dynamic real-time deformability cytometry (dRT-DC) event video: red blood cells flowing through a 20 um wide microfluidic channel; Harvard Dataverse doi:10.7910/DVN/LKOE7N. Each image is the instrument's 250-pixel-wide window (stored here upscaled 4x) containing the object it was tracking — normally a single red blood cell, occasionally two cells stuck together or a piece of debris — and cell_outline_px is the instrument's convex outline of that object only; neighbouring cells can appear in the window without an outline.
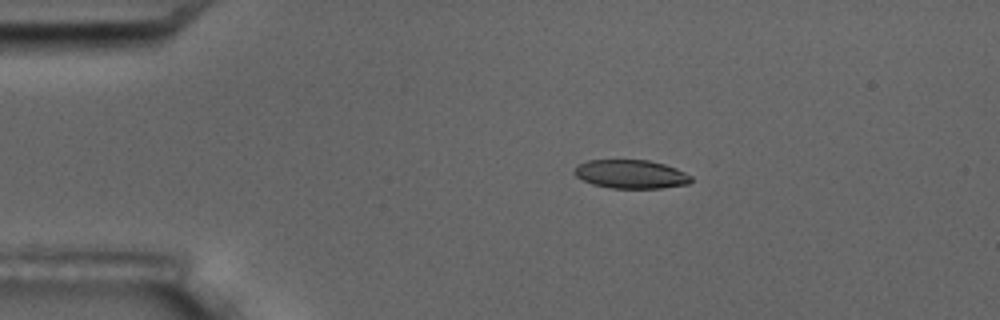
{"species": "common noctule bat (a hibernating species)", "species_latin": "Nyctalus noctula", "temperature_condition": "room temperature", "stored_images_in_passage": 4, "camera_frame_rate_fps": 3000, "um_per_image_px": 0.085, "animal": {"sex": "male", "body_mass_g": 17.5, "forearm_length_mm": 52.3}, "frame": {"image": 1, "passage_image": 3, "time_ms": 2.667, "image_size_px": [1000, 320], "cell_outline_px": [[692, 180], [688, 184], [660, 188], [612, 188], [592, 184], [576, 176], [572, 172], [580, 164], [588, 160], [648, 160], [664, 164], [676, 168], [692, 176]], "centroid_in_image_um": [53.64, 14.8], "position_along_channel_um": 31.4, "area_um2": 19.36}}